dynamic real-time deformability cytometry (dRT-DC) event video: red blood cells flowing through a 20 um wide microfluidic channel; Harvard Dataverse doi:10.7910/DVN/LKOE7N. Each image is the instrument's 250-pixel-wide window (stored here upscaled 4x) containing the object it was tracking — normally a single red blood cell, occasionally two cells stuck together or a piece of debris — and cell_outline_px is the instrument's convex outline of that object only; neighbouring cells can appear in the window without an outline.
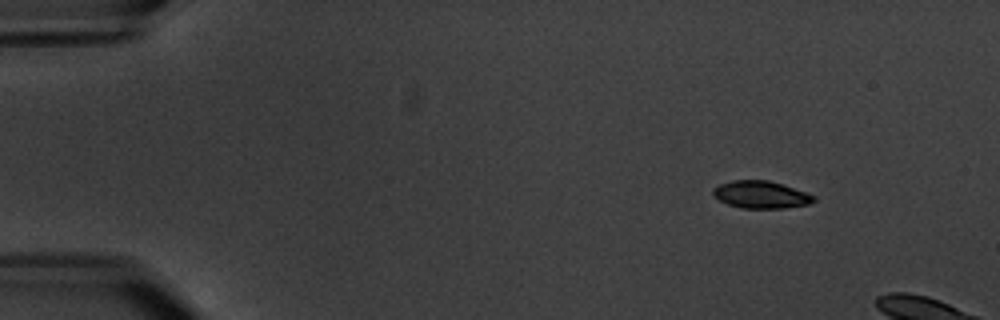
{"species": "common noctule bat (a hibernating species)", "species_latin": "Nyctalus noctula", "temperature_condition": "warm", "stored_images_in_passage": 4, "camera_frame_rate_fps": 3000, "um_per_image_px": 0.085, "animal": {"sex": "male", "body_mass_g": 20.1, "forearm_length_mm": 53.5}, "frame": {"image": 1, "passage_image": 2, "time_ms": 1.0, "image_size_px": [1000, 320], "cell_outline_px": [[816, 200], [808, 204], [784, 208], [740, 208], [728, 204], [720, 200], [712, 192], [712, 188], [720, 184], [732, 180], [768, 180], [816, 196]], "centroid_in_image_um": [64.66, 16.55], "position_along_channel_um": 20.3, "area_um2": 15.84}}